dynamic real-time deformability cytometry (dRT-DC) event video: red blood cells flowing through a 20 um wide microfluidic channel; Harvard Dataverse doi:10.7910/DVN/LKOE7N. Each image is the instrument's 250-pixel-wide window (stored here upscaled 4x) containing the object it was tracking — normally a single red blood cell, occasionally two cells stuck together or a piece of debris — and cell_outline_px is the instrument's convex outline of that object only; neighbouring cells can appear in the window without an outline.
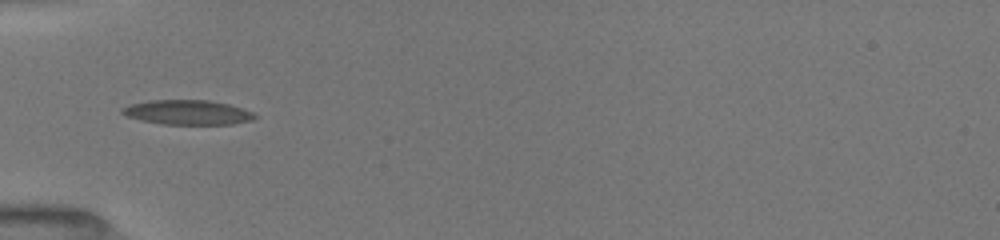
{"species": "common noctule bat (a hibernating species)", "species_latin": "Nyctalus noctula", "temperature_condition": "room temperature", "stored_images_in_passage": 62, "camera_frame_rate_fps": 3000, "um_per_image_px": 0.085, "animal": {"sex": "female", "body_mass_g": 19.5, "forearm_length_mm": 54.1}, "frame": {"image": 1, "passage_image": 18, "time_ms": 5.667, "image_size_px": [1000, 240], "cell_outline_px": [[256, 116], [252, 120], [232, 124], [160, 124], [140, 120], [128, 116], [120, 112], [120, 108], [128, 104], [148, 100], [208, 100], [228, 104], [252, 112]], "centroid_in_image_um": [15.87, 9.54], "position_along_channel_um": 69.1, "area_um2": 19.02}}
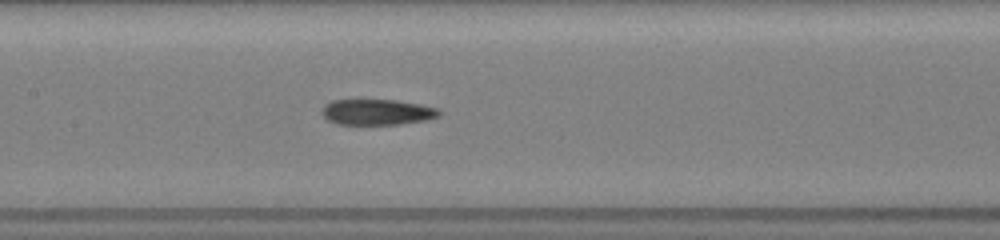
{"frame": {"image": 2, "passage_image": 25, "time_ms": 8.333, "image_size_px": [1000, 240], "cell_outline_px": [[440, 116], [424, 120], [400, 124], [336, 124], [328, 120], [320, 112], [320, 108], [324, 104], [332, 100], [396, 100], [420, 104], [436, 108], [440, 112]], "centroid_in_image_um": [32.0, 9.52], "position_along_channel_um": 175.4, "area_um2": 17.57}}
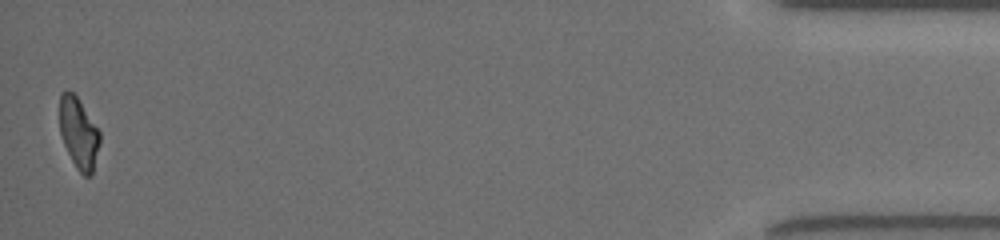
{"frame": {"image": 3, "passage_image": 61, "time_ms": 16.667, "image_size_px": [1000, 240], "cell_outline_px": [[100, 144], [92, 172], [88, 176], [84, 176], [76, 168], [64, 144], [60, 132], [60, 96], [64, 92], [72, 92], [76, 96], [100, 132]], "centroid_in_image_um": [6.69, 11.34], "position_along_channel_um": 428.5, "area_um2": 16.18}, "authors_computed_cell_mechanics": {"area_um2": 18.4382, "velocity_mm_per_s": 4.0178, "shape_relaxation_time_tau1_ms": null, "shape_relaxation_time_tau2_ms": 9.0128, "deformation_change_tau1": null, "deformation_change_tau2": 0.1761}}